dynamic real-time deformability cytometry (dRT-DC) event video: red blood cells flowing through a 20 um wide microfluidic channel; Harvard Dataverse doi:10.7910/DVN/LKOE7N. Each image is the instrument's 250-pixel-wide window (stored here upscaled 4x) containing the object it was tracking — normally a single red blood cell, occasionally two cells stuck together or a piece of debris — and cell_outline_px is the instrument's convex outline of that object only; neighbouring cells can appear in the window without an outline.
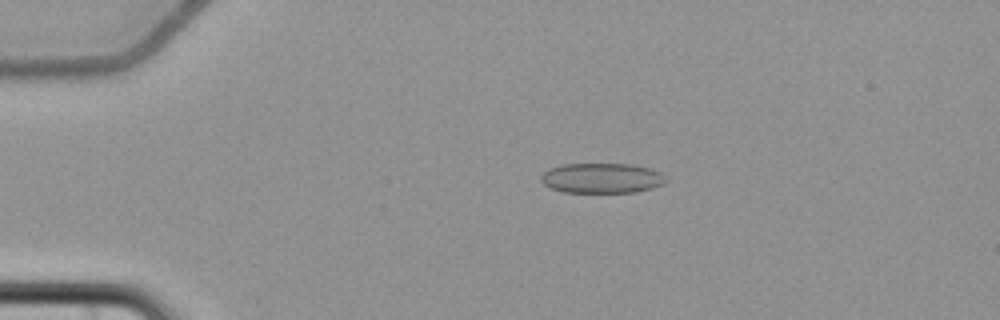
{"species": "common noctule bat (a hibernating species)", "species_latin": "Nyctalus noctula", "temperature_condition": "cold", "stored_images_in_passage": 5, "camera_frame_rate_fps": 3000, "um_per_image_px": 0.085, "animal": {"sex": "female", "body_mass_g": 22.7, "forearm_length_mm": 54.2}, "frame": {"image": 1, "passage_image": 1, "time_ms": 0.0, "image_size_px": [1000, 320], "cell_outline_px": [[668, 180], [664, 184], [652, 188], [636, 192], [564, 192], [552, 188], [544, 184], [540, 180], [540, 176], [548, 168], [564, 164], [632, 164], [648, 168], [660, 172]], "centroid_in_image_um": [51.15, 15.14], "position_along_channel_um": 33.8, "area_um2": 21.91}}
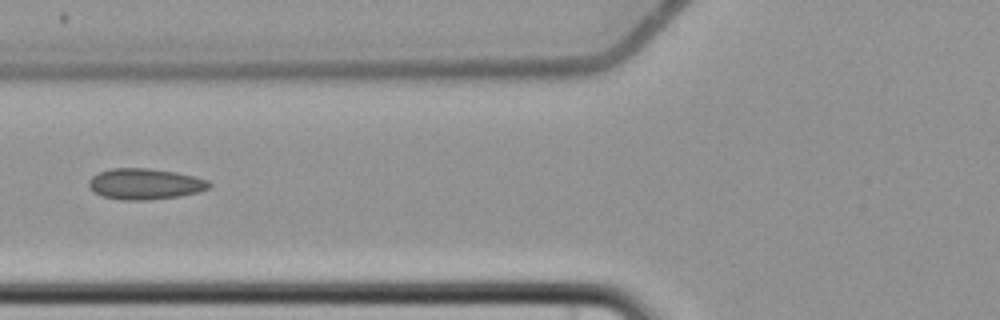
{"frame": {"image": 2, "passage_image": 4, "time_ms": 3.667, "image_size_px": [1000, 320], "cell_outline_px": [[212, 188], [200, 192], [180, 196], [148, 200], [120, 200], [104, 196], [88, 188], [88, 180], [92, 176], [100, 172], [112, 168], [148, 168], [176, 172], [196, 176], [208, 180], [212, 184]], "centroid_in_image_um": [12.37, 15.64], "position_along_channel_um": 113.4, "area_um2": 21.96}}
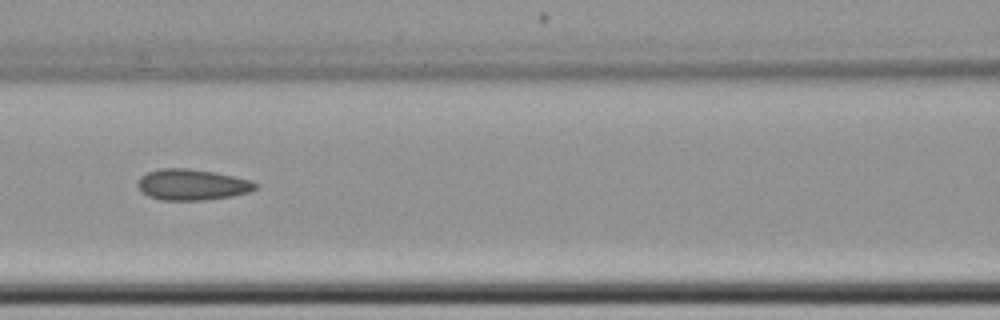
{"frame": {"image": 3, "passage_image": 5, "time_ms": 4.667, "image_size_px": [1000, 320], "cell_outline_px": [[260, 184], [256, 188], [248, 192], [232, 196], [204, 200], [160, 200], [148, 196], [140, 192], [136, 184], [140, 176], [148, 172], [160, 168], [188, 168], [216, 172], [252, 180]], "centroid_in_image_um": [16.31, 15.69], "position_along_channel_um": 150.3, "area_um2": 21.56}}